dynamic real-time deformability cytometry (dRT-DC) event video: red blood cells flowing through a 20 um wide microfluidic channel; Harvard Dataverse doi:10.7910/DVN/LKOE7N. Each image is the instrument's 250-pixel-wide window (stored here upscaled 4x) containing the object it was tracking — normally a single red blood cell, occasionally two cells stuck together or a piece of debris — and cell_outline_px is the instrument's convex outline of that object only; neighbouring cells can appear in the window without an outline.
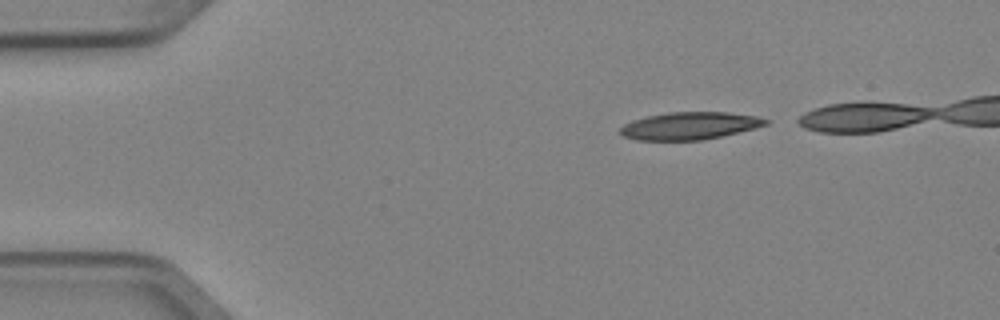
{"species": "Egyptian fruit bat (a non-hibernating species)", "species_latin": "Rousettus aegyptiacus", "temperature_condition": "cold", "stored_images_in_passage": 4, "camera_frame_rate_fps": 3000, "um_per_image_px": 0.085, "animal": {"sex": "female"}, "frame": {"image": 1, "passage_image": 1, "time_ms": 0.0, "image_size_px": [1000, 320], "cell_outline_px": [[768, 124], [720, 136], [700, 140], [636, 140], [624, 136], [620, 132], [620, 128], [624, 124], [632, 120], [648, 116], [668, 112], [728, 112], [756, 116], [768, 120]], "centroid_in_image_um": [58.58, 10.68], "position_along_channel_um": 26.4, "area_um2": 22.95}}